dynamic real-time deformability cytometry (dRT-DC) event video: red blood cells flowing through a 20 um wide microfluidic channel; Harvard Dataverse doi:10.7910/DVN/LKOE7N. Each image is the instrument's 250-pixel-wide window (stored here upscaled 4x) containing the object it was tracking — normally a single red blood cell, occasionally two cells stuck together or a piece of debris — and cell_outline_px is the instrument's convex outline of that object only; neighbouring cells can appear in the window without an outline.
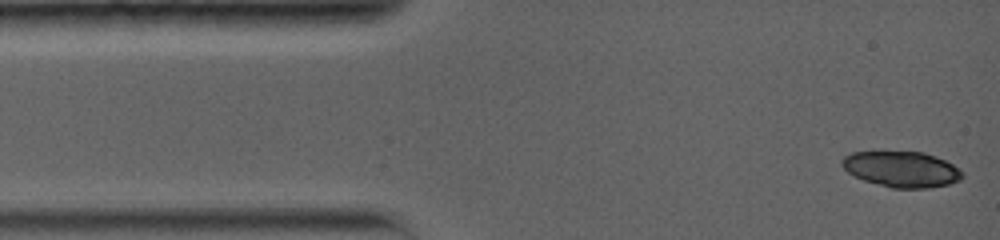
{"species": "common noctule bat (a hibernating species)", "species_latin": "Nyctalus noctula", "temperature_condition": "warm", "stored_images_in_passage": 7, "camera_frame_rate_fps": 5000, "um_per_image_px": 0.085, "animal": {"sex": "female", "body_mass_g": 19.0, "forearm_length_mm": 56.7}, "frame": {"image": 1, "passage_image": 1, "time_ms": 0.0, "image_size_px": [1000, 240], "cell_outline_px": [[964, 176], [960, 180], [948, 184], [928, 188], [892, 188], [864, 180], [848, 172], [840, 164], [840, 160], [844, 156], [852, 152], [924, 152], [936, 156], [952, 164]], "centroid_in_image_um": [76.61, 14.38], "position_along_channel_um": 8.4, "area_um2": 24.85}}
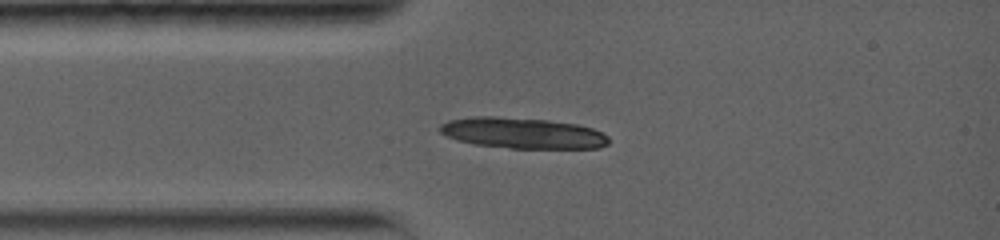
{"frame": {"image": 2, "passage_image": 7, "time_ms": 2.6, "image_size_px": [1000, 240], "cell_outline_px": [[608, 144], [600, 148], [512, 148], [476, 144], [456, 140], [440, 132], [440, 124], [448, 120], [472, 116], [496, 116], [548, 120], [576, 124], [592, 128], [608, 136]], "centroid_in_image_um": [44.41, 11.3], "position_along_channel_um": 40.6, "area_um2": 30.29}}